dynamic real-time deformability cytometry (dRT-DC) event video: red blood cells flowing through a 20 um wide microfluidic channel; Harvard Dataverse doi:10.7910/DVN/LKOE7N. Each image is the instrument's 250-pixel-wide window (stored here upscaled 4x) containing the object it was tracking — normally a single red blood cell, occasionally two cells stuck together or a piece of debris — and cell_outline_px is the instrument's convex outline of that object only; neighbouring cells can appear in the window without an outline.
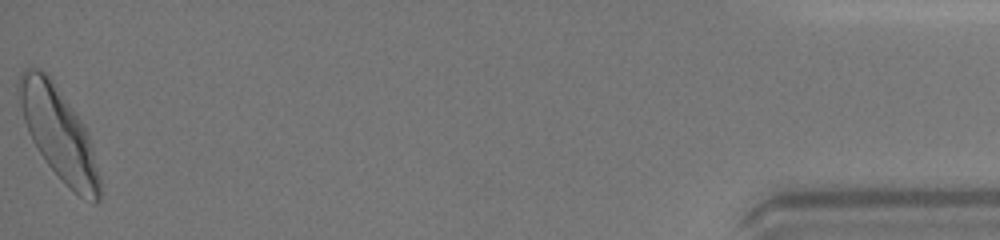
{"species": "human", "species_latin": "Homo sapiens", "temperature_condition": "warm", "stored_images_in_passage": 46, "camera_frame_rate_fps": 3000, "um_per_image_px": 0.085, "donor": {"sex": "female"}, "frame": {"image": 1, "passage_image": 46, "time_ms": 15.0, "image_size_px": [1000, 240], "cell_outline_px": [[100, 200], [96, 204], [80, 196], [64, 184], [48, 164], [32, 140], [28, 132], [24, 120], [16, 88], [16, 84], [20, 76], [28, 68], [40, 68], [48, 76], [80, 120], [88, 136], [100, 176]], "centroid_in_image_um": [4.97, 11.38], "position_along_channel_um": 430.2, "area_um2": 42.08}, "authors_computed_cell_mechanics": {"area_um2": 35.3158, "velocity_mm_per_s": 4.3472, "shape_relaxation_time_tau1_ms": 3.0532, "shape_relaxation_time_tau2_ms": 0.7681, "deformation_change_tau1": 0.1571, "deformation_change_tau2": 0.0806}}